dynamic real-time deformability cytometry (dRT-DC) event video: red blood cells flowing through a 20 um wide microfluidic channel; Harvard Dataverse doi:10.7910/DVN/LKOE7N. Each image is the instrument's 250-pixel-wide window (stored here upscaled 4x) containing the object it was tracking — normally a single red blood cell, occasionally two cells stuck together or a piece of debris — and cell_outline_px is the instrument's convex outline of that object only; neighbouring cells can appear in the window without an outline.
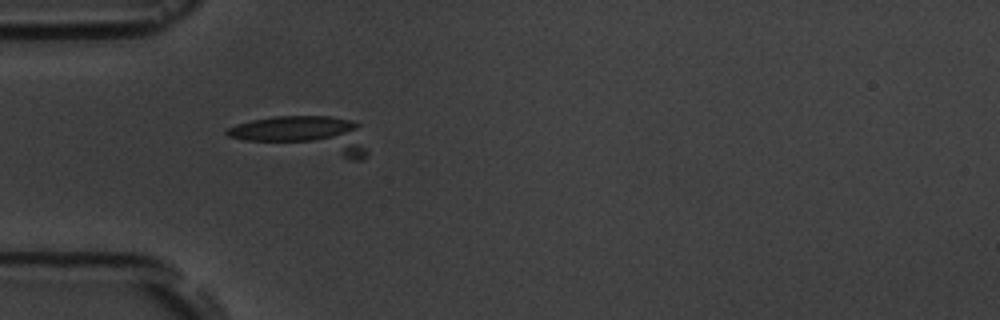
{"species": "common noctule bat (a hibernating species)", "species_latin": "Nyctalus noctula", "temperature_condition": "room temperature", "stored_images_in_passage": 5, "camera_frame_rate_fps": 3000, "um_per_image_px": 0.085, "animal": {"sex": "male", "body_mass_g": 19.5, "forearm_length_mm": 54.6}, "frame": {"image": 1, "passage_image": 5, "time_ms": 4.667, "image_size_px": [1000, 320], "cell_outline_px": [[368, 156], [364, 160], [352, 160], [244, 140], [228, 136], [224, 132], [228, 128], [236, 124], [252, 120], [272, 116], [328, 116], [352, 120], [360, 124], [368, 152]], "centroid_in_image_um": [26.03, 11.47], "position_along_channel_um": 59.0, "area_um2": 30.69}}